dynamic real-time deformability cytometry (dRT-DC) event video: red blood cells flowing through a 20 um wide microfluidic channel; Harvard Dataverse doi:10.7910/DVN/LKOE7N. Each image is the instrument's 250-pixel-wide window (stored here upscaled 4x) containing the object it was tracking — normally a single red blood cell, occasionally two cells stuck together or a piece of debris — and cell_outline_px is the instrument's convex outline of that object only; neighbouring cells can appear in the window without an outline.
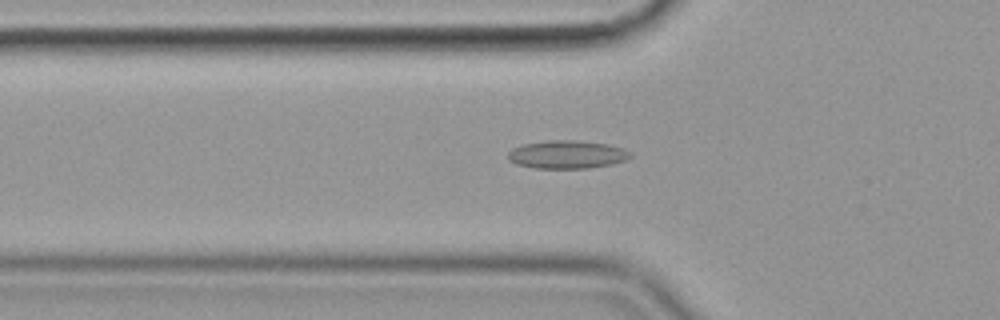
{"species": "common noctule bat (a hibernating species)", "species_latin": "Nyctalus noctula", "temperature_condition": "cold", "stored_images_in_passage": 55, "camera_frame_rate_fps": 3000, "um_per_image_px": 0.085, "animal": {"sex": "female", "body_mass_g": 19.9}, "frame": {"image": 1, "passage_image": 18, "time_ms": 5.667, "image_size_px": [1000, 320], "cell_outline_px": [[632, 156], [624, 160], [612, 164], [588, 168], [536, 168], [516, 164], [508, 160], [508, 152], [512, 148], [524, 144], [552, 140], [576, 140], [608, 144], [624, 148], [632, 152]], "centroid_in_image_um": [48.21, 13.13], "position_along_channel_um": 77.6, "area_um2": 20.06}}
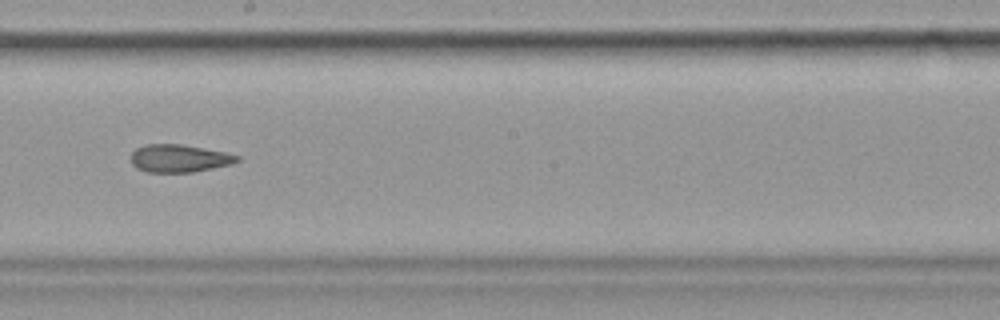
{"frame": {"image": 2, "passage_image": 31, "time_ms": 10.0, "image_size_px": [1000, 320], "cell_outline_px": [[240, 160], [232, 164], [192, 172], [148, 172], [136, 168], [132, 164], [132, 152], [136, 148], [148, 144], [180, 144], [204, 148], [224, 152], [240, 156]], "centroid_in_image_um": [15.24, 13.46], "position_along_channel_um": 233.0, "area_um2": 17.05}}
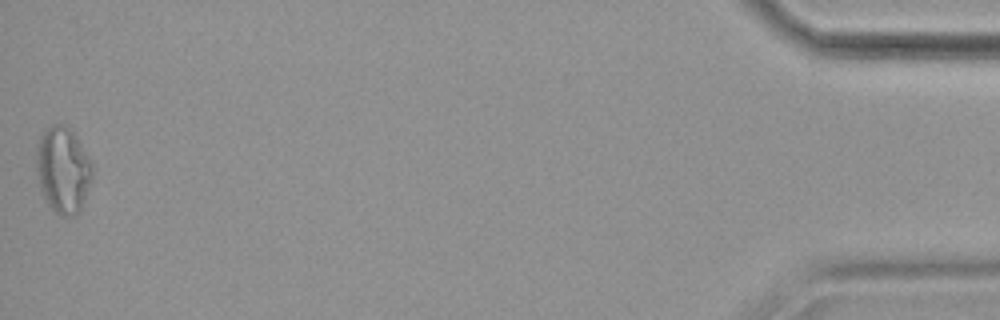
{"frame": {"image": 3, "passage_image": 55, "time_ms": 18.0, "image_size_px": [1000, 320], "cell_outline_px": [[92, 176], [80, 212], [76, 216], [60, 216], [48, 204], [40, 192], [36, 168], [36, 148], [40, 136], [52, 124], [68, 124], [92, 160]], "centroid_in_image_um": [5.35, 14.43], "position_along_channel_um": 429.8, "area_um2": 28.5}, "authors_computed_cell_mechanics": {"area_um2": 19.3052, "velocity_mm_per_s": 3.5854, "shape_relaxation_time_tau1_ms": null, "shape_relaxation_time_tau2_ms": 6.5717, "deformation_change_tau1": null, "deformation_change_tau2": 0.17}}